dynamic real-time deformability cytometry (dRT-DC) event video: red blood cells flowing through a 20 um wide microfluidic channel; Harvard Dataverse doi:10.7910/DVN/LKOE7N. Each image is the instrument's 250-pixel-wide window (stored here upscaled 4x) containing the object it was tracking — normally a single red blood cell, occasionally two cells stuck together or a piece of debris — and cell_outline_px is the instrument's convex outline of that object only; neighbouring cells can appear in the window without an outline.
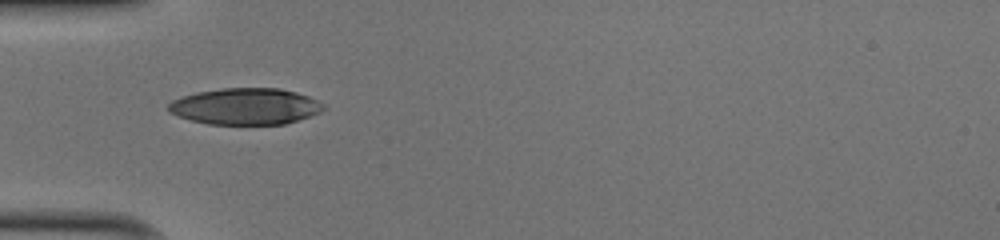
{"species": "human", "species_latin": "Homo sapiens", "temperature_condition": "cold", "stored_images_in_passage": 35, "camera_frame_rate_fps": 3000, "um_per_image_px": 0.085, "donor": {"sex": "male"}, "frame": {"image": 1, "passage_image": 1, "time_ms": 0.0, "image_size_px": [1000, 240], "cell_outline_px": [[324, 108], [320, 112], [284, 124], [208, 124], [192, 120], [168, 112], [168, 104], [172, 100], [196, 92], [224, 88], [280, 88], [296, 92], [308, 96], [324, 104]], "centroid_in_image_um": [20.85, 9.03], "position_along_channel_um": 64.2, "area_um2": 32.66}}
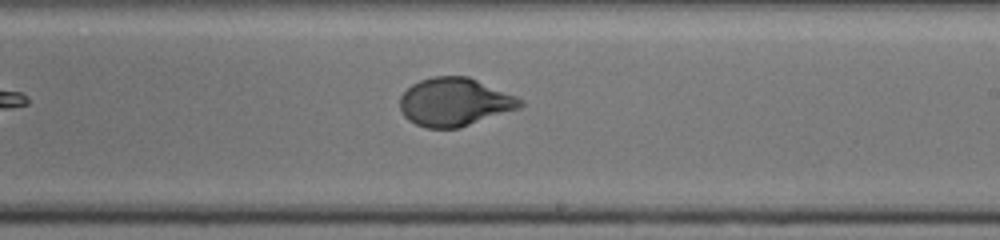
{"frame": {"image": 2, "passage_image": 15, "time_ms": 4.667, "image_size_px": [1000, 240], "cell_outline_px": [[524, 104], [520, 108], [460, 128], [428, 128], [416, 124], [408, 120], [404, 116], [400, 108], [400, 96], [412, 84], [420, 80], [432, 76], [468, 76], [516, 96], [524, 100]], "centroid_in_image_um": [38.65, 8.67], "position_along_channel_um": 250.4, "area_um2": 33.87}}
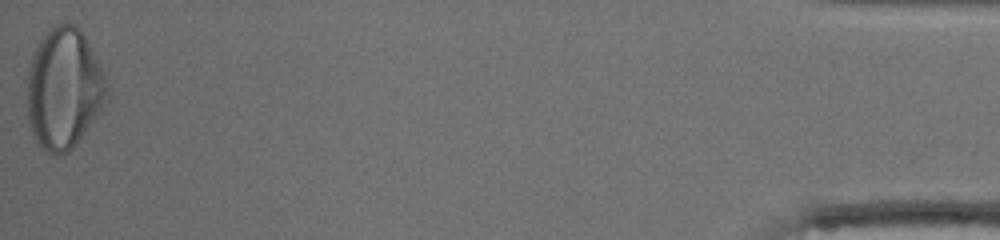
{"frame": {"image": 3, "passage_image": 35, "time_ms": 11.333, "image_size_px": [1000, 240], "cell_outline_px": [[108, 100], [100, 112], [76, 144], [68, 152], [60, 156], [56, 156], [48, 152], [36, 140], [32, 132], [28, 120], [28, 72], [32, 56], [40, 40], [56, 24], [68, 20], [76, 24], [80, 28], [104, 72], [108, 84]], "centroid_in_image_um": [5.46, 7.53], "position_along_channel_um": 429.7, "area_um2": 56.24}, "authors_computed_cell_mechanics": {"area_um2": 34.2754, "velocity_mm_per_s": 4.0395, "shape_relaxation_time_tau1_ms": 3.8752, "shape_relaxation_time_tau2_ms": null, "deformation_change_tau1": 0.2175, "deformation_change_tau2": null}}